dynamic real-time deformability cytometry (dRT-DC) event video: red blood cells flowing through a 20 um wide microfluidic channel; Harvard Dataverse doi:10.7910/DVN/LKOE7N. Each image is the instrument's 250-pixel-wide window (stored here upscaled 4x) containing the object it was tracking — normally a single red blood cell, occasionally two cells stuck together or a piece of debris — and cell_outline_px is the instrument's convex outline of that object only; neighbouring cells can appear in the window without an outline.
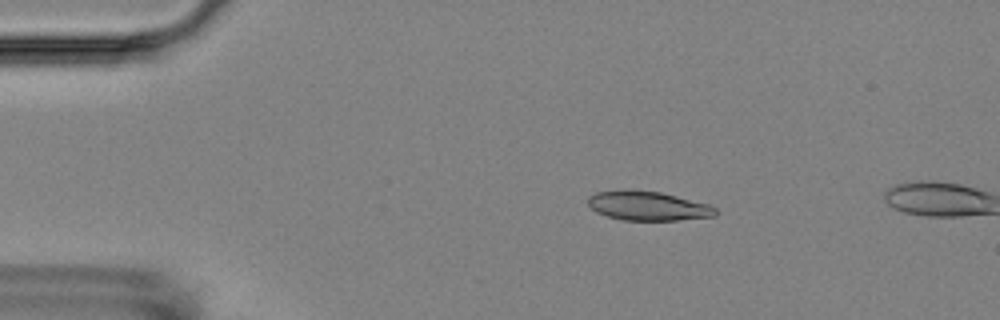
{"species": "Egyptian fruit bat (a non-hibernating species)", "species_latin": "Rousettus aegyptiacus", "temperature_condition": "room temperature", "stored_images_in_passage": 3, "camera_frame_rate_fps": 3000, "um_per_image_px": 0.085, "animal": {"sex": "female"}, "frame": {"image": 1, "passage_image": 2, "time_ms": 1.333, "image_size_px": [1000, 320], "cell_outline_px": [[716, 216], [676, 220], [624, 220], [608, 216], [596, 212], [588, 204], [588, 196], [596, 192], [624, 188], [628, 188], [660, 192], [708, 204], [716, 208]], "centroid_in_image_um": [55.03, 17.48], "position_along_channel_um": 30.0, "area_um2": 21.85}}